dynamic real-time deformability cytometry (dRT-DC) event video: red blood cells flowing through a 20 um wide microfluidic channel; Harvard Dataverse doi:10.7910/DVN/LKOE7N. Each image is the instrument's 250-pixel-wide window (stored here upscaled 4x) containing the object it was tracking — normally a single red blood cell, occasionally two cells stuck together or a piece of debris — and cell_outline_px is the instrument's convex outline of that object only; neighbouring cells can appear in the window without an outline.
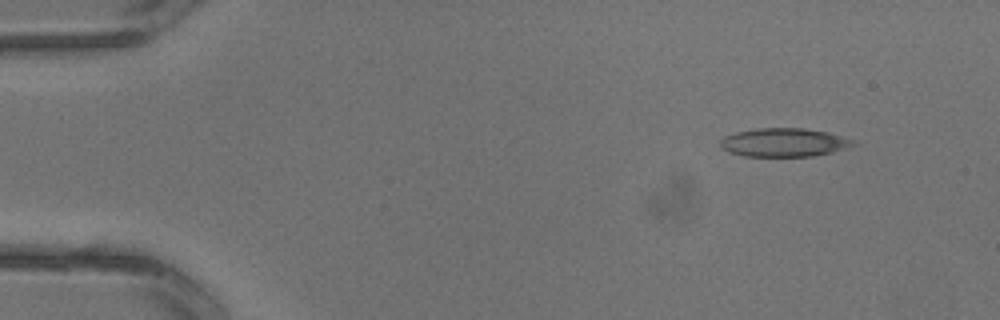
{"species": "common noctule bat (a hibernating species)", "species_latin": "Nyctalus noctula", "temperature_condition": "warm", "stored_images_in_passage": 3, "camera_frame_rate_fps": 3000, "um_per_image_px": 0.085, "animal": {"sex": "male", "body_mass_g": 13.3}, "frame": {"image": 1, "passage_image": 1, "time_ms": 0.0, "image_size_px": [1000, 320], "cell_outline_px": [[860, 144], [848, 148], [832, 152], [812, 156], [744, 156], [728, 152], [720, 148], [720, 140], [724, 136], [736, 132], [756, 128], [804, 128], [828, 132], [852, 140]], "centroid_in_image_um": [66.63, 12.11], "position_along_channel_um": 18.4, "area_um2": 22.25}}
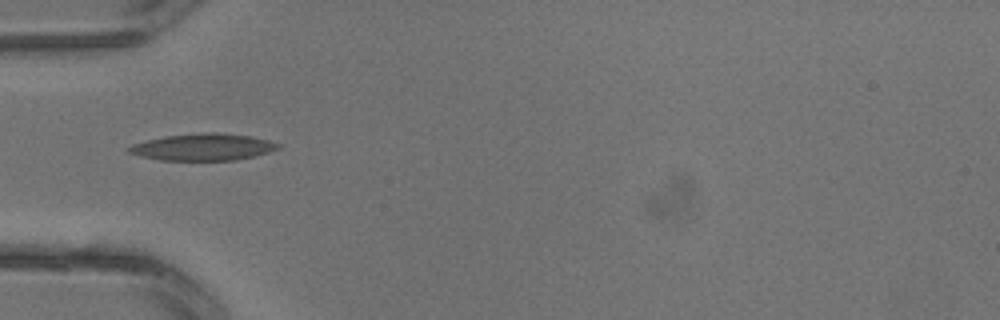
{"frame": {"image": 2, "passage_image": 3, "time_ms": 0.667, "image_size_px": [1000, 320], "cell_outline_px": [[280, 148], [268, 152], [236, 160], [160, 160], [140, 156], [128, 152], [124, 148], [132, 144], [164, 136], [204, 132], [212, 132], [252, 136], [268, 140], [280, 144]], "centroid_in_image_um": [17.22, 12.5], "position_along_channel_um": 67.8, "area_um2": 23.29}}